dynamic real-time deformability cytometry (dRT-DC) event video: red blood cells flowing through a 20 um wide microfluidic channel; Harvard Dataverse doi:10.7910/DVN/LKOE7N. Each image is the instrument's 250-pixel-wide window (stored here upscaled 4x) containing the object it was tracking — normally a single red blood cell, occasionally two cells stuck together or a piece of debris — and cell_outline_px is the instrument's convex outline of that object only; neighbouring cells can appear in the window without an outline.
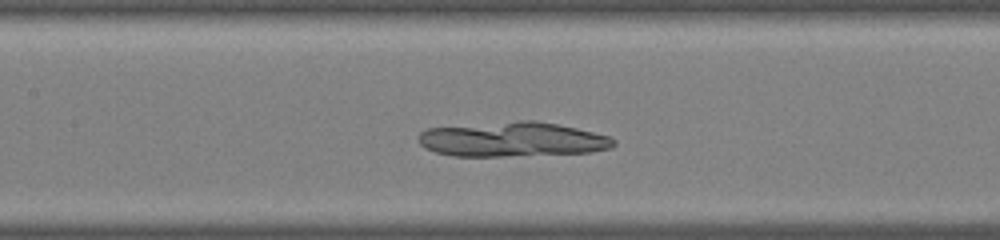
{"species": "common noctule bat (a hibernating species)", "species_latin": "Nyctalus noctula", "temperature_condition": "warm", "stored_images_in_passage": 34, "camera_frame_rate_fps": 3000, "um_per_image_px": 0.085, "animal": {"sex": "male", "body_mass_g": 19.0, "forearm_length_mm": 50.8}, "frame": {"image": 1, "passage_image": 14, "time_ms": 4.333, "image_size_px": [1000, 240], "cell_outline_px": [[616, 144], [612, 148], [592, 152], [504, 156], [452, 156], [436, 152], [424, 148], [416, 140], [416, 136], [420, 132], [428, 128], [520, 120], [532, 120], [556, 124], [576, 128], [608, 136], [616, 140]], "centroid_in_image_um": [43.52, 11.85], "position_along_channel_um": 163.9, "area_um2": 39.48}}
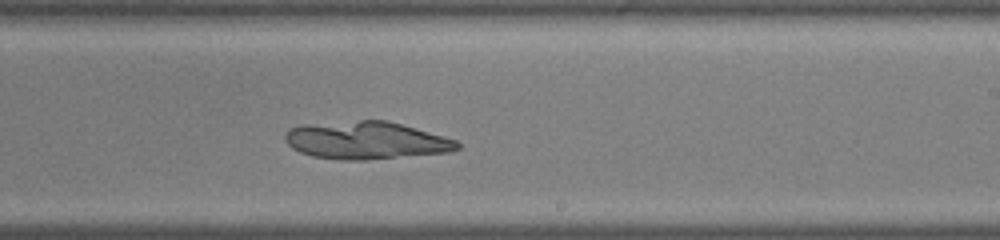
{"frame": {"image": 2, "passage_image": 21, "time_ms": 6.667, "image_size_px": [1000, 240], "cell_outline_px": [[460, 148], [448, 152], [364, 160], [340, 160], [312, 156], [300, 152], [292, 148], [284, 140], [284, 136], [288, 128], [304, 124], [360, 120], [388, 120], [444, 136], [456, 140], [460, 144]], "centroid_in_image_um": [31.09, 11.92], "position_along_channel_um": 257.9, "area_um2": 37.86}}
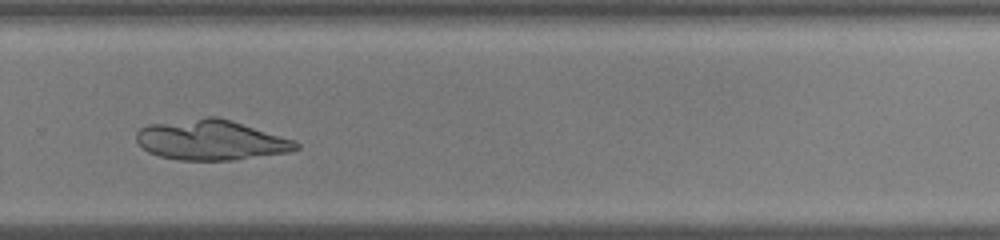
{"frame": {"image": 3, "passage_image": 25, "time_ms": 8.0, "image_size_px": [1000, 240], "cell_outline_px": [[300, 148], [288, 152], [232, 160], [180, 160], [160, 156], [148, 152], [136, 140], [136, 132], [140, 128], [148, 124], [208, 116], [216, 116], [296, 140], [300, 144]], "centroid_in_image_um": [17.93, 11.9], "position_along_channel_um": 311.9, "area_um2": 37.22}}